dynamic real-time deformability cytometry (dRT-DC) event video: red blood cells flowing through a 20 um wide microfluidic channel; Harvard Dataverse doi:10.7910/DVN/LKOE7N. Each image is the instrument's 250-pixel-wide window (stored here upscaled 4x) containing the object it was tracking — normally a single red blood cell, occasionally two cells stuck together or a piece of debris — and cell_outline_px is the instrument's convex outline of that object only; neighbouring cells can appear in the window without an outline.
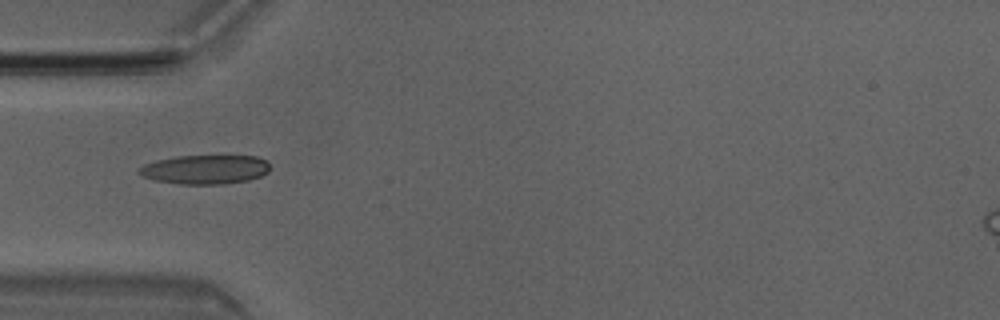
{"species": "Egyptian fruit bat (a non-hibernating species)", "species_latin": "Rousettus aegyptiacus", "temperature_condition": "room temperature", "stored_images_in_passage": 3, "camera_frame_rate_fps": 3000, "um_per_image_px": 0.085, "animal": {"sex": "male"}, "frame": {"image": 1, "passage_image": 2, "time_ms": 0.333, "image_size_px": [1000, 320], "cell_outline_px": [[268, 172], [260, 176], [248, 180], [224, 184], [180, 184], [152, 180], [136, 172], [136, 168], [144, 164], [156, 160], [176, 156], [256, 156], [268, 160]], "centroid_in_image_um": [17.39, 14.4], "position_along_channel_um": 67.6, "area_um2": 22.37}}